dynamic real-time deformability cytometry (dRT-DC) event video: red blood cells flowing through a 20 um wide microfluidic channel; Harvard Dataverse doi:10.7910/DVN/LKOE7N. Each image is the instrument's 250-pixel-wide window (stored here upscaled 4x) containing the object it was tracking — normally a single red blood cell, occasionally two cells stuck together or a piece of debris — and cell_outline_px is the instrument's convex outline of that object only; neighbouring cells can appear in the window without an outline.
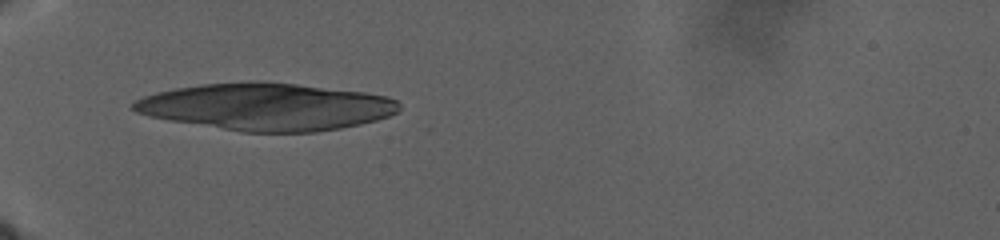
{"species": "human", "species_latin": "Homo sapiens", "temperature_condition": "warm", "stored_images_in_passage": 2, "camera_frame_rate_fps": 3000, "um_per_image_px": 0.085, "donor": {"sex": "male"}, "frame": {"image": 1, "passage_image": 1, "time_ms": 0.0, "image_size_px": [1000, 240], "cell_outline_px": [[400, 108], [396, 112], [388, 116], [376, 120], [360, 124], [340, 128], [316, 132], [240, 132], [148, 116], [136, 112], [132, 108], [132, 104], [136, 100], [144, 96], [156, 92], [176, 88], [200, 84], [248, 80], [260, 80], [296, 84], [364, 92], [388, 96], [396, 100], [400, 104]], "centroid_in_image_um": [22.64, 9.06], "position_along_channel_um": 62.4, "area_um2": 73.29}}